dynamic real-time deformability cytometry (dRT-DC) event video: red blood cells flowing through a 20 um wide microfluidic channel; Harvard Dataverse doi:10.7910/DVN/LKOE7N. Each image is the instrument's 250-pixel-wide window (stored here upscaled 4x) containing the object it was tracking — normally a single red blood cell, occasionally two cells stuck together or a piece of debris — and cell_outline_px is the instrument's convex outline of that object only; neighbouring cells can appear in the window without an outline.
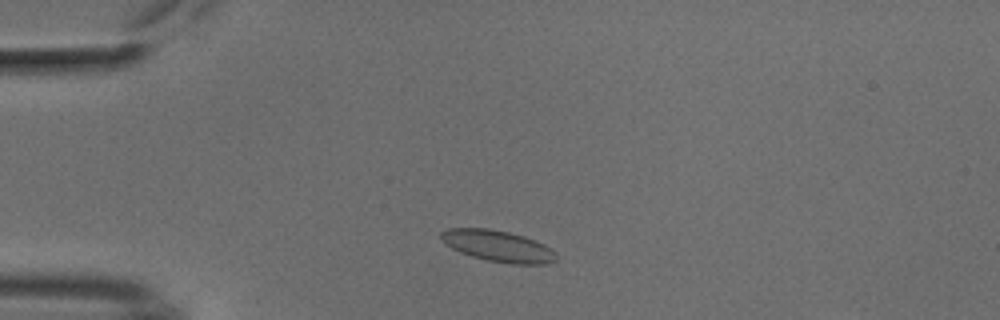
{"species": "common noctule bat (a hibernating species)", "species_latin": "Nyctalus noctula", "temperature_condition": "cold", "stored_images_in_passage": 33, "camera_frame_rate_fps": 3000, "um_per_image_px": 0.085, "animal": {"sex": "male", "body_mass_g": 18.8}, "frame": {"image": 1, "passage_image": 2, "time_ms": 0.333, "image_size_px": [1000, 320], "cell_outline_px": [[556, 260], [548, 264], [512, 264], [488, 260], [472, 256], [460, 252], [444, 244], [440, 240], [440, 232], [448, 228], [488, 228], [508, 232], [524, 236], [544, 244], [556, 252]], "centroid_in_image_um": [42.31, 20.91], "position_along_channel_um": 42.7, "area_um2": 21.1}}
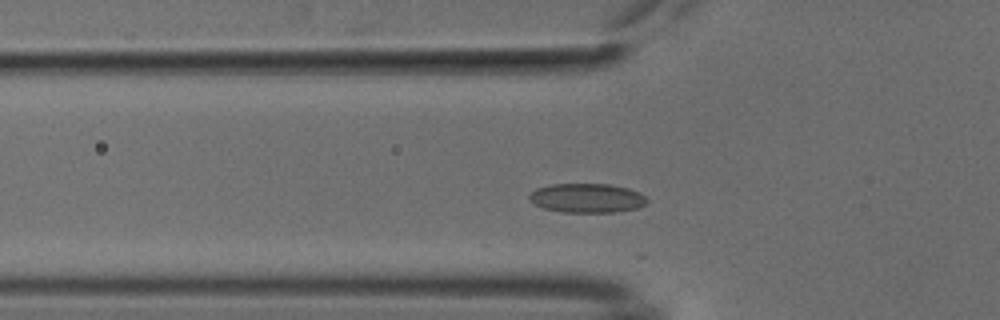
{"frame": {"image": 2, "passage_image": 8, "time_ms": 2.333, "image_size_px": [1000, 320], "cell_outline_px": [[648, 200], [644, 204], [636, 208], [616, 212], [564, 212], [544, 208], [536, 204], [528, 196], [536, 188], [552, 184], [608, 184], [628, 188], [640, 192]], "centroid_in_image_um": [49.91, 16.83], "position_along_channel_um": 75.9, "area_um2": 19.83}}
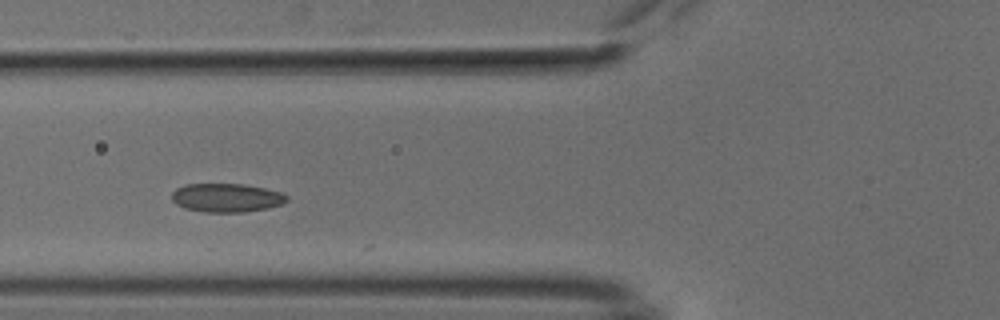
{"frame": {"image": 3, "passage_image": 11, "time_ms": 3.333, "image_size_px": [1000, 320], "cell_outline_px": [[288, 200], [280, 204], [264, 208], [244, 212], [208, 212], [184, 208], [176, 204], [172, 200], [172, 192], [176, 188], [188, 184], [240, 184], [264, 188], [280, 192], [288, 196]], "centroid_in_image_um": [19.22, 16.8], "position_along_channel_um": 106.6, "area_um2": 18.96}}